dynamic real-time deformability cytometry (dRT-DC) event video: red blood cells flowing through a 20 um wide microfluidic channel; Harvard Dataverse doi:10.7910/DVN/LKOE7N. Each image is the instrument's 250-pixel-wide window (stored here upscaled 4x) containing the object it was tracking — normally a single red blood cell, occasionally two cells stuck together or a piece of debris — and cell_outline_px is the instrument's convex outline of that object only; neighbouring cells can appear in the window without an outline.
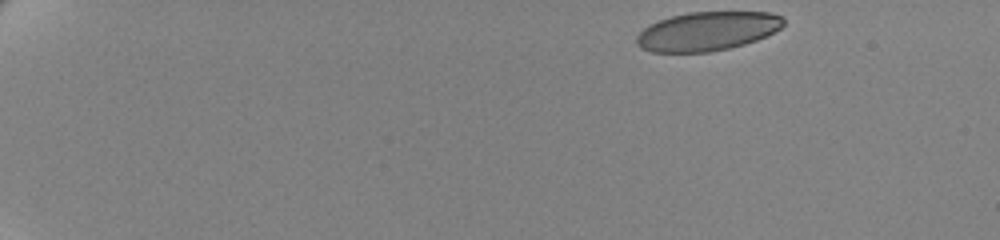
{"species": "human", "species_latin": "Homo sapiens", "temperature_condition": "cold", "stored_images_in_passage": 53, "camera_frame_rate_fps": 3000, "um_per_image_px": 0.085, "donor": {"sex": "female"}, "frame": {"image": 1, "passage_image": 1, "time_ms": 0.0, "image_size_px": [1000, 240], "cell_outline_px": [[784, 24], [780, 28], [756, 40], [744, 44], [728, 48], [708, 52], [652, 52], [640, 48], [636, 44], [636, 36], [648, 24], [672, 16], [688, 12], [768, 12], [784, 16]], "centroid_in_image_um": [60.09, 2.65], "position_along_channel_um": 24.9, "area_um2": 33.29}}
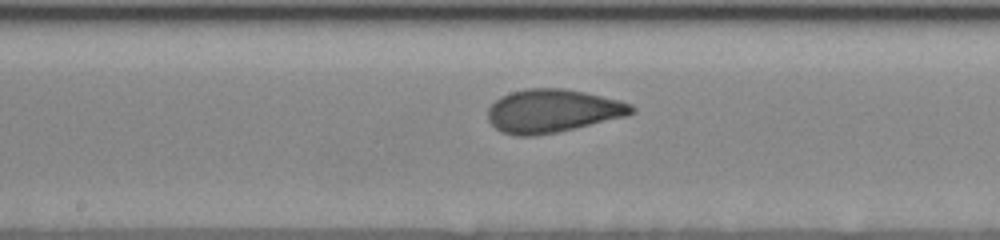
{"frame": {"image": 2, "passage_image": 28, "time_ms": 9.0, "image_size_px": [1000, 240], "cell_outline_px": [[636, 112], [628, 116], [556, 132], [536, 136], [516, 136], [500, 132], [488, 120], [488, 108], [500, 96], [512, 92], [528, 88], [564, 88], [584, 92], [620, 100], [632, 104], [636, 108]], "centroid_in_image_um": [46.99, 9.43], "position_along_channel_um": 201.2, "area_um2": 36.36}}
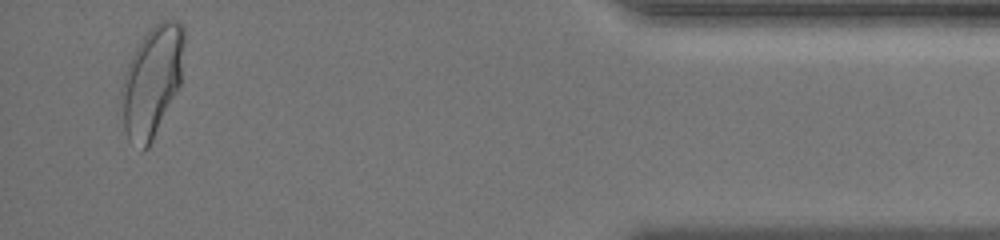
{"frame": {"image": 3, "passage_image": 51, "time_ms": 16.667, "image_size_px": [1000, 240], "cell_outline_px": [[184, 40], [180, 84], [148, 148], [144, 152], [140, 152], [128, 140], [124, 128], [120, 92], [120, 88], [124, 72], [140, 40], [152, 24], [160, 20], [180, 20], [184, 24]], "centroid_in_image_um": [12.9, 6.89], "position_along_channel_um": 422.3, "area_um2": 40.69}, "authors_computed_cell_mechanics": {"area_um2": 35.6048, "velocity_mm_per_s": 3.4765, "shape_relaxation_time_tau1_ms": 4.4538, "shape_relaxation_time_tau2_ms": null, "deformation_change_tau1": 0.1398, "deformation_change_tau2": null}}